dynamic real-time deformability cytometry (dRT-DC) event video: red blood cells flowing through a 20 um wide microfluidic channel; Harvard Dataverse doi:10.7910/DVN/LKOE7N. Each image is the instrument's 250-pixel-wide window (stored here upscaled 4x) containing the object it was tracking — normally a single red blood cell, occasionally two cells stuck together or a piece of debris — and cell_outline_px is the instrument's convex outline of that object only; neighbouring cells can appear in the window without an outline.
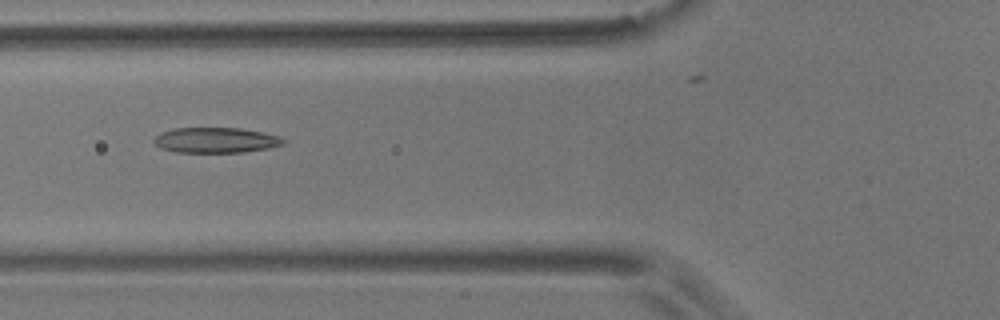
{"species": "common noctule bat (a hibernating species)", "species_latin": "Nyctalus noctula", "temperature_condition": "room temperature", "stored_images_in_passage": 7, "camera_frame_rate_fps": 3000, "um_per_image_px": 0.085, "animal": {"sex": "male", "body_mass_g": 17.9}, "frame": {"image": 1, "passage_image": 6, "time_ms": 1.667, "image_size_px": [1000, 320], "cell_outline_px": [[288, 140], [284, 144], [268, 148], [244, 152], [176, 152], [160, 148], [152, 140], [160, 132], [172, 128], [240, 128], [264, 132], [280, 136]], "centroid_in_image_um": [18.36, 11.91], "position_along_channel_um": 107.4, "area_um2": 19.31}}
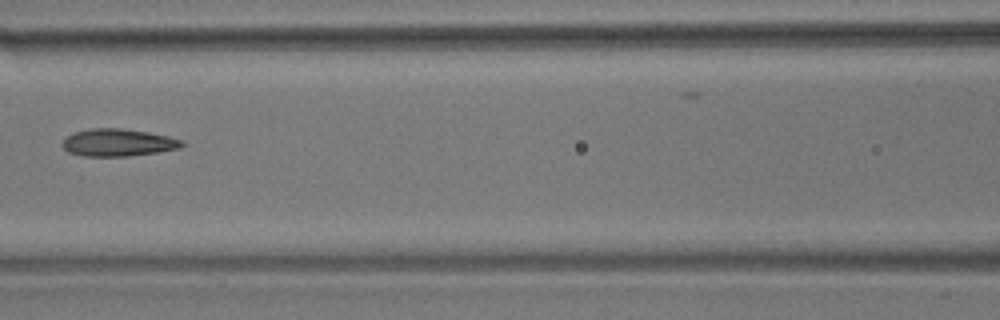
{"frame": {"image": 2, "passage_image": 7, "time_ms": 2.0, "image_size_px": [1000, 320], "cell_outline_px": [[184, 144], [180, 148], [156, 152], [128, 156], [80, 156], [68, 152], [60, 144], [68, 136], [76, 132], [88, 128], [124, 128], [148, 132], [168, 136], [184, 140]], "centroid_in_image_um": [10.03, 12.11], "position_along_channel_um": 156.6, "area_um2": 19.13}}